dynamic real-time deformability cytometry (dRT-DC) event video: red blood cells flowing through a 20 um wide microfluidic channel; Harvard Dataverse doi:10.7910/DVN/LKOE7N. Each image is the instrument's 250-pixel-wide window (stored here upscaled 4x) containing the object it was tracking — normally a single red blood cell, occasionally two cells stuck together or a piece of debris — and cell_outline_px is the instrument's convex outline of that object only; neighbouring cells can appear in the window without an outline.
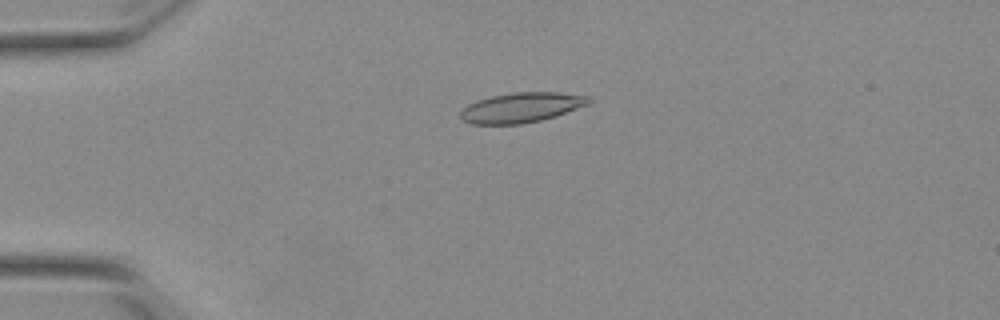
{"species": "Egyptian fruit bat (a non-hibernating species)", "species_latin": "Rousettus aegyptiacus", "temperature_condition": "warm", "stored_images_in_passage": 54, "camera_frame_rate_fps": 3000, "um_per_image_px": 0.085, "animal": {"sex": "female"}, "frame": {"image": 1, "passage_image": 14, "time_ms": 4.333, "image_size_px": [1000, 320], "cell_outline_px": [[592, 104], [556, 116], [540, 120], [520, 124], [472, 124], [464, 120], [460, 116], [460, 108], [468, 104], [492, 96], [516, 92], [556, 92], [592, 96]], "centroid_in_image_um": [44.38, 9.13], "position_along_channel_um": 40.6, "area_um2": 22.54}}
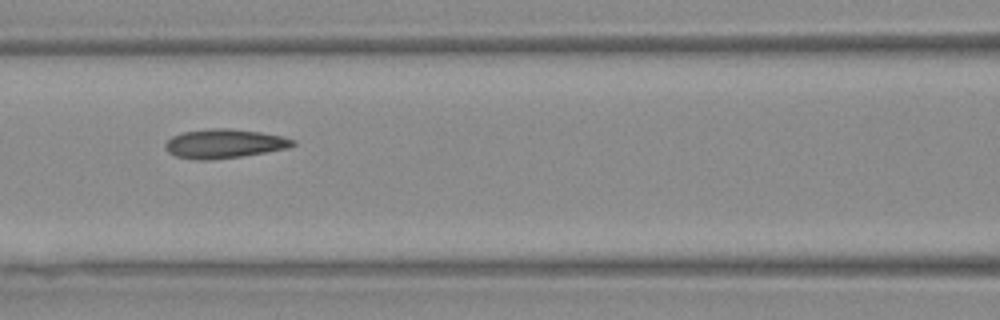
{"frame": {"image": 2, "passage_image": 25, "time_ms": 8.0, "image_size_px": [1000, 320], "cell_outline_px": [[296, 144], [288, 148], [240, 156], [208, 160], [192, 160], [176, 156], [168, 152], [164, 148], [164, 144], [172, 136], [184, 132], [212, 128], [228, 128], [260, 132], [280, 136], [296, 140]], "centroid_in_image_um": [19.03, 12.21], "position_along_channel_um": 147.6, "area_um2": 21.5}}
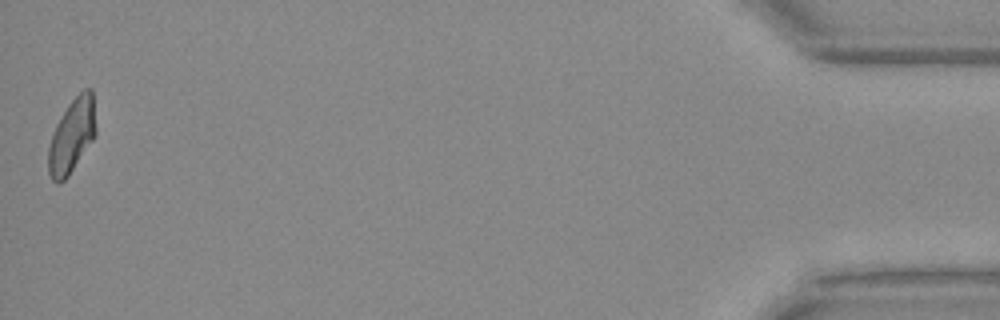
{"frame": {"image": 3, "passage_image": 54, "time_ms": 17.667, "image_size_px": [1000, 320], "cell_outline_px": [[96, 136], [68, 176], [60, 184], [56, 184], [52, 180], [48, 172], [48, 148], [56, 124], [60, 116], [68, 104], [84, 88], [92, 88], [96, 128]], "centroid_in_image_um": [6.11, 11.55], "position_along_channel_um": 429.1, "area_um2": 20.63}, "authors_computed_cell_mechanics": {"area_um2": 21.2704, "velocity_mm_per_s": 3.8478, "shape_relaxation_time_tau1_ms": null, "shape_relaxation_time_tau2_ms": 2.5977, "deformation_change_tau1": null, "deformation_change_tau2": 0.0843}}